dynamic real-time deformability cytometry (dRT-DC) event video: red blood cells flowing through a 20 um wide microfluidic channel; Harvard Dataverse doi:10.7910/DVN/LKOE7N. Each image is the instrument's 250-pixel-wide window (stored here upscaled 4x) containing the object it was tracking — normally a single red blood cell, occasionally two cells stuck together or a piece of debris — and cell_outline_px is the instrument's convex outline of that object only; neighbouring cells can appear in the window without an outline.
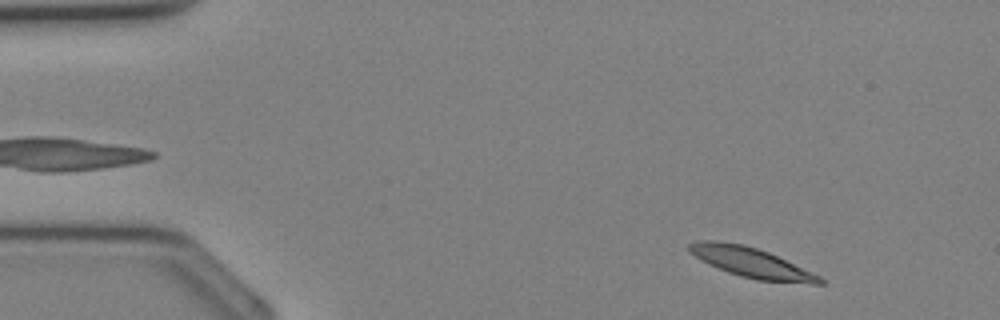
{"species": "Egyptian fruit bat (a non-hibernating species)", "species_latin": "Rousettus aegyptiacus", "temperature_condition": "cold", "stored_images_in_passage": 34, "camera_frame_rate_fps": 3000, "um_per_image_px": 0.085, "animal": {"sex": "female"}, "frame": {"image": 1, "passage_image": 2, "time_ms": 0.333, "image_size_px": [1000, 320], "cell_outline_px": [[824, 284], [812, 284], [756, 280], [740, 276], [728, 272], [708, 264], [700, 260], [688, 252], [688, 244], [700, 240], [712, 240], [744, 244], [768, 252], [820, 276], [824, 280]], "centroid_in_image_um": [63.82, 22.32], "position_along_channel_um": 21.2, "area_um2": 22.72}}
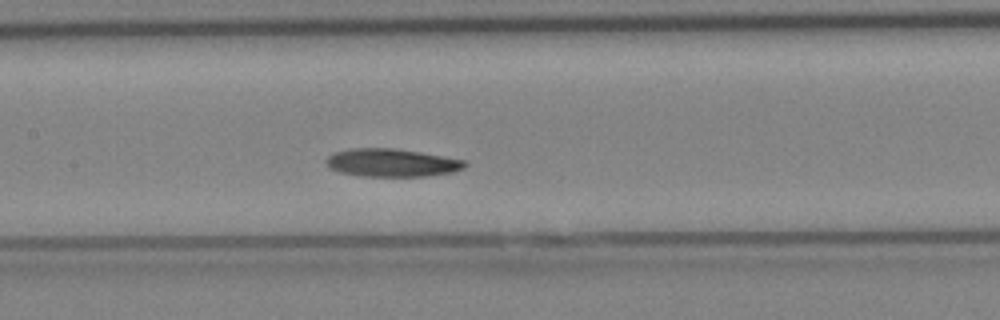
{"frame": {"image": 2, "passage_image": 15, "time_ms": 4.667, "image_size_px": [1000, 320], "cell_outline_px": [[468, 164], [464, 168], [452, 172], [424, 176], [364, 176], [340, 172], [328, 168], [328, 156], [332, 152], [348, 148], [396, 148], [420, 152], [464, 160]], "centroid_in_image_um": [33.28, 13.82], "position_along_channel_um": 174.1, "area_um2": 22.54}}
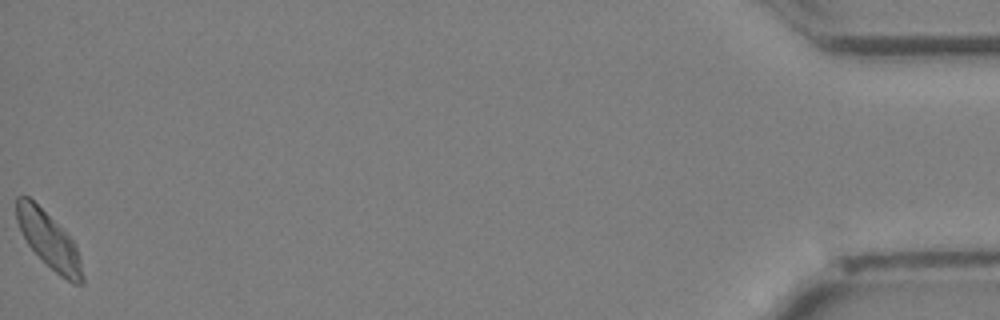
{"frame": {"image": 3, "passage_image": 34, "time_ms": 11.0, "image_size_px": [1000, 320], "cell_outline_px": [[84, 284], [72, 284], [60, 276], [28, 244], [16, 220], [16, 196], [28, 196], [72, 240], [76, 248], [80, 260], [84, 276]], "centroid_in_image_um": [4.16, 20.45], "position_along_channel_um": 431.0, "area_um2": 20.69}}